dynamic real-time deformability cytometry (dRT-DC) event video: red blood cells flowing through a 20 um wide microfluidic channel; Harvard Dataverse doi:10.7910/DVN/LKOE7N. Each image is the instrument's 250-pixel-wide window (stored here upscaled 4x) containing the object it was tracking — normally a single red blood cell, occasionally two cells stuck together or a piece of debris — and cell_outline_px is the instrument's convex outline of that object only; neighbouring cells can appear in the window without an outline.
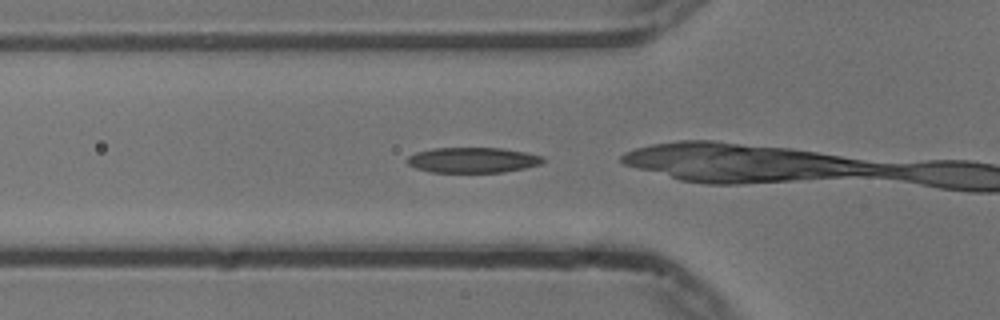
{"species": "common noctule bat (a hibernating species)", "species_latin": "Nyctalus noctula", "temperature_condition": "cold", "stored_images_in_passage": 9, "camera_frame_rate_fps": 3000, "um_per_image_px": 0.085, "animal": {"sex": "male", "body_mass_g": 13.3}, "frame": {"image": 1, "passage_image": 7, "time_ms": 2.0, "image_size_px": [1000, 320], "cell_outline_px": [[544, 160], [540, 164], [524, 168], [504, 172], [432, 172], [416, 168], [408, 164], [408, 156], [416, 152], [432, 148], [500, 148], [524, 152], [544, 156]], "centroid_in_image_um": [40.18, 13.6], "position_along_channel_um": 85.6, "area_um2": 19.94}}